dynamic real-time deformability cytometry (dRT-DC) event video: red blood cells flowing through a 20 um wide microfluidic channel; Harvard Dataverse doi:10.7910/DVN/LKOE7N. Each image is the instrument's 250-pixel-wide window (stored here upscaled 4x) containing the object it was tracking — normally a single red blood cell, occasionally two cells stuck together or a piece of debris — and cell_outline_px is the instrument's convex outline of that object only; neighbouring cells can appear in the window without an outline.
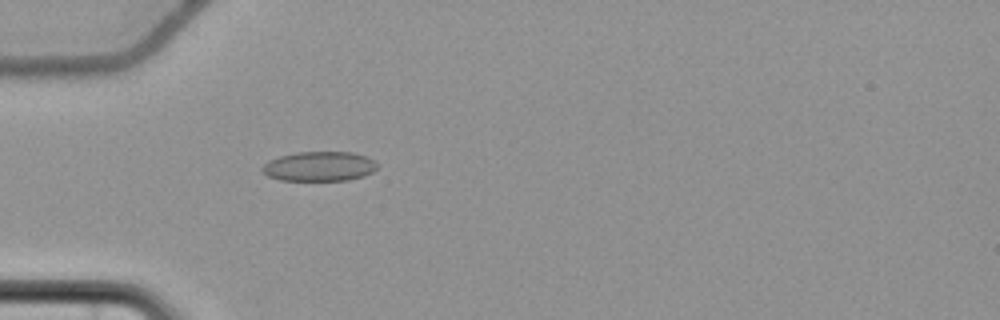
{"species": "common noctule bat (a hibernating species)", "species_latin": "Nyctalus noctula", "temperature_condition": "cold", "stored_images_in_passage": 54, "camera_frame_rate_fps": 3000, "um_per_image_px": 0.085, "animal": {"sex": "female", "body_mass_g": 22.7, "forearm_length_mm": 54.2}, "frame": {"image": 1, "passage_image": 15, "time_ms": 4.667, "image_size_px": [1000, 320], "cell_outline_px": [[376, 168], [372, 172], [364, 176], [348, 180], [280, 180], [268, 176], [260, 168], [268, 160], [280, 156], [296, 152], [352, 152], [368, 156], [376, 164]], "centroid_in_image_um": [27.13, 14.13], "position_along_channel_um": 57.9, "area_um2": 19.83}}
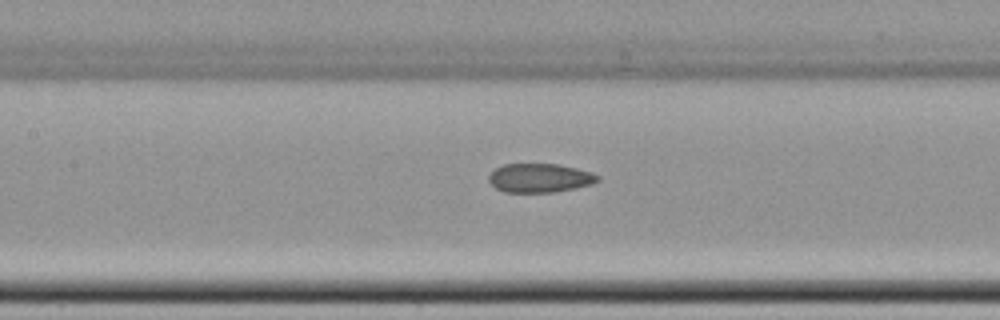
{"frame": {"image": 2, "passage_image": 24, "time_ms": 7.667, "image_size_px": [1000, 320], "cell_outline_px": [[600, 180], [592, 184], [576, 188], [552, 192], [504, 192], [496, 188], [488, 180], [488, 176], [496, 168], [504, 164], [556, 164], [576, 168], [592, 172], [600, 176]], "centroid_in_image_um": [45.9, 15.13], "position_along_channel_um": 161.5, "area_um2": 18.32}}
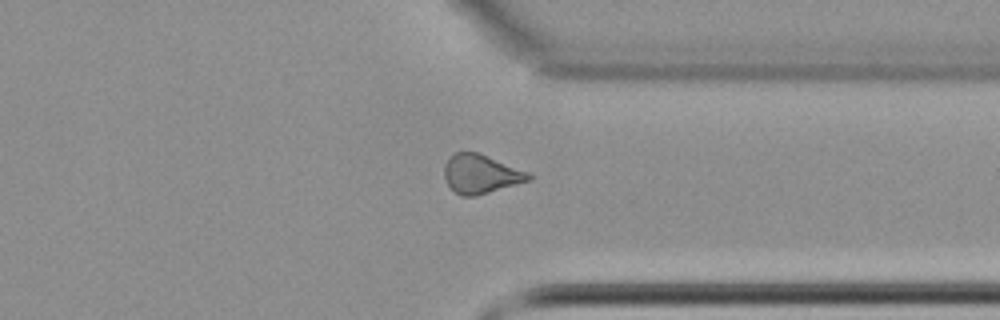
{"frame": {"image": 3, "passage_image": 41, "time_ms": 13.333, "image_size_px": [1000, 320], "cell_outline_px": [[532, 180], [476, 196], [460, 196], [448, 184], [444, 176], [444, 164], [456, 152], [480, 152], [528, 172], [532, 176]], "centroid_in_image_um": [40.89, 14.79], "position_along_channel_um": 370.5, "area_um2": 19.13}, "authors_computed_cell_mechanics": {"area_um2": 19.2763, "velocity_mm_per_s": 3.6964, "shape_relaxation_time_tau1_ms": null, "shape_relaxation_time_tau2_ms": 2.9546, "deformation_change_tau1": null, "deformation_change_tau2": 0.0838}}